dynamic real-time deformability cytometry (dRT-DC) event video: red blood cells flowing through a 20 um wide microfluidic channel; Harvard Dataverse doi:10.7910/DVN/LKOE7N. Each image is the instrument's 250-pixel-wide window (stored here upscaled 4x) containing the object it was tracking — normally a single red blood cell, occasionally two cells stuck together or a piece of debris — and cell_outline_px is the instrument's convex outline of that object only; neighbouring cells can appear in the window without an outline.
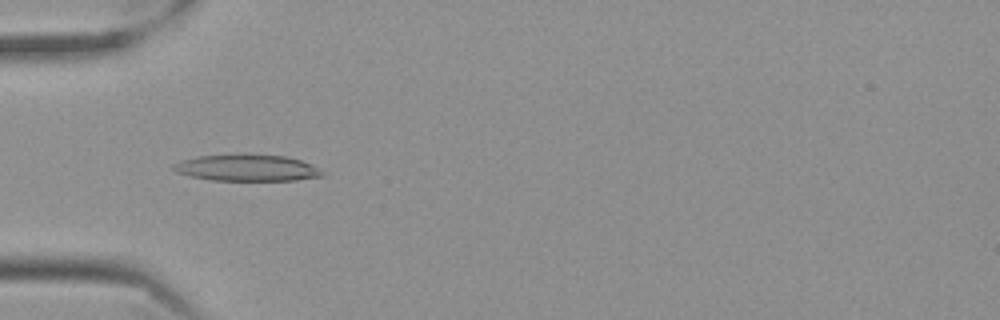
{"species": "Egyptian fruit bat (a non-hibernating species)", "species_latin": "Rousettus aegyptiacus", "temperature_condition": "cold", "stored_images_in_passage": 54, "camera_frame_rate_fps": 3000, "um_per_image_px": 0.085, "frame": {"image": 1, "passage_image": 15, "time_ms": 4.667, "image_size_px": [1000, 320], "cell_outline_px": [[324, 176], [296, 180], [212, 180], [192, 176], [176, 172], [172, 168], [172, 164], [180, 160], [200, 156], [248, 152], [284, 156], [300, 160], [324, 172]], "centroid_in_image_um": [20.96, 14.24], "position_along_channel_um": 64.0, "area_um2": 23.29}}
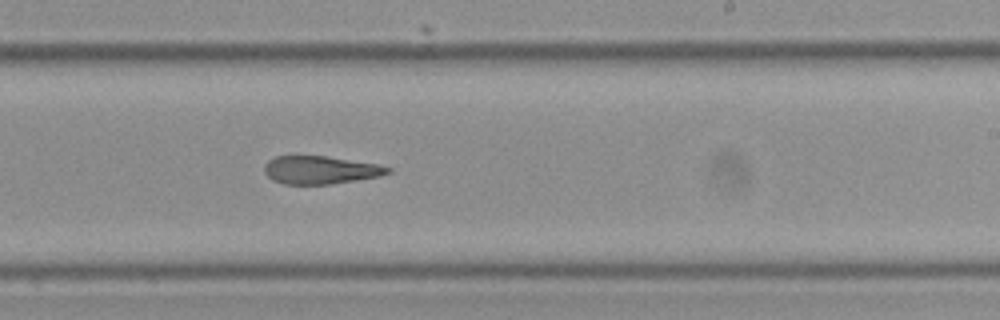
{"frame": {"image": 2, "passage_image": 32, "time_ms": 10.333, "image_size_px": [1000, 320], "cell_outline_px": [[392, 172], [380, 176], [356, 180], [328, 184], [284, 184], [272, 180], [264, 172], [264, 164], [268, 160], [276, 156], [324, 156], [376, 164], [392, 168]], "centroid_in_image_um": [27.21, 14.45], "position_along_channel_um": 261.8, "area_um2": 20.0}}
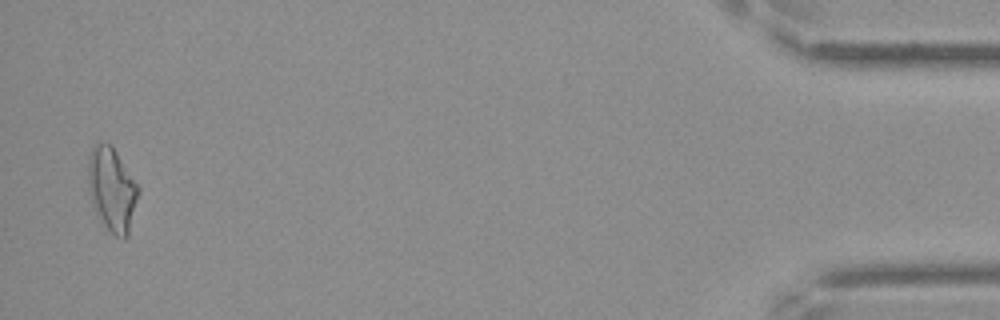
{"frame": {"image": 3, "passage_image": 53, "time_ms": 17.333, "image_size_px": [1000, 320], "cell_outline_px": [[140, 192], [128, 236], [124, 240], [116, 236], [104, 224], [92, 200], [88, 176], [88, 160], [92, 148], [96, 144], [108, 144], [116, 152], [140, 188]], "centroid_in_image_um": [9.56, 16.12], "position_along_channel_um": 425.6, "area_um2": 23.76}, "authors_computed_cell_mechanics": {"area_um2": 21.8195, "velocity_mm_per_s": 3.515, "shape_relaxation_time_tau1_ms": null, "shape_relaxation_time_tau2_ms": 5.021, "deformation_change_tau1": null, "deformation_change_tau2": 0.1494}}